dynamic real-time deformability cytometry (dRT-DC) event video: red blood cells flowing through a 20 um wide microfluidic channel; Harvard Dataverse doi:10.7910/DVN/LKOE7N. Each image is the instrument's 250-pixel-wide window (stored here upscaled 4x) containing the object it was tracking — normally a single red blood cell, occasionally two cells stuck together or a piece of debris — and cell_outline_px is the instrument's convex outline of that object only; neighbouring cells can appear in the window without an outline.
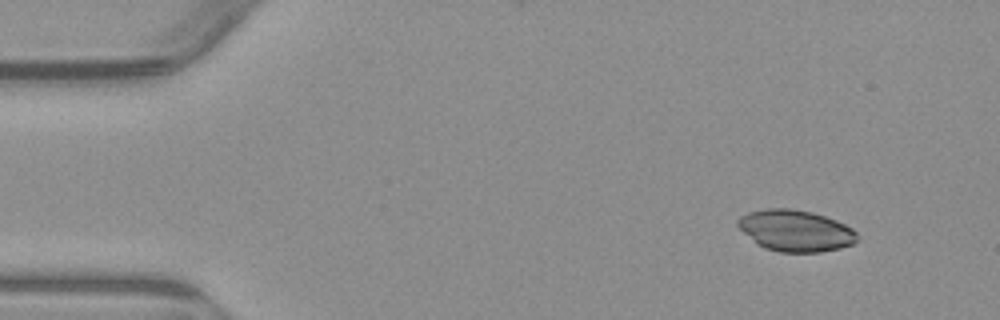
{"species": "common noctule bat (a hibernating species)", "species_latin": "Nyctalus noctula", "temperature_condition": "warm", "stored_images_in_passage": 2, "segment_of_instrument_passage": [2, 2], "camera_frame_rate_fps": 3000, "um_per_image_px": 0.085, "animal": {"sex": "male", "body_mass_g": 23.1, "forearm_length_mm": 52.7}, "frame": {"image": 1, "passage_image": 2, "time_ms": 1.333, "image_size_px": [1000, 320], "cell_outline_px": [[856, 240], [852, 244], [840, 248], [820, 252], [780, 252], [764, 248], [756, 244], [736, 224], [736, 220], [740, 216], [748, 212], [768, 208], [792, 208], [812, 212], [836, 220], [852, 228], [856, 232]], "centroid_in_image_um": [67.59, 19.6], "position_along_channel_um": 17.4, "area_um2": 28.78}}